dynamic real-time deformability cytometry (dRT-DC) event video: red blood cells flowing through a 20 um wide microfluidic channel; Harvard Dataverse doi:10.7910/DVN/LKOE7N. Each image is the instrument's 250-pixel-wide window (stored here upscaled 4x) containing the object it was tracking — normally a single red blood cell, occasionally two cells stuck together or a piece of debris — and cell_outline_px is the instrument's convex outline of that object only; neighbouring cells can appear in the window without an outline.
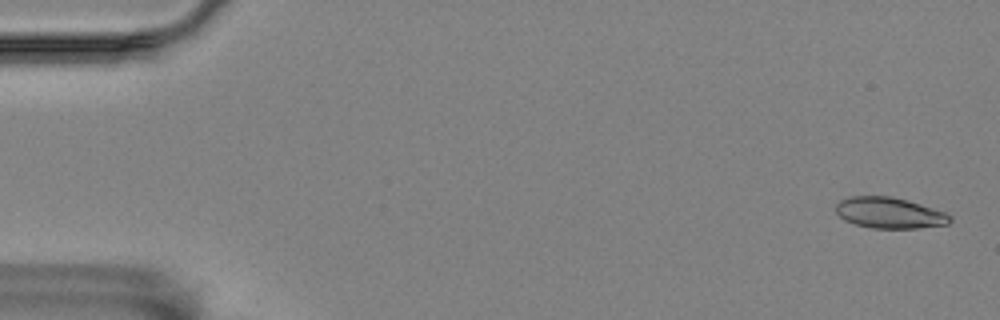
{"species": "Egyptian fruit bat (a non-hibernating species)", "species_latin": "Rousettus aegyptiacus", "temperature_condition": "room temperature", "stored_images_in_passage": 56, "camera_frame_rate_fps": 3000, "um_per_image_px": 0.085, "animal": {"sex": "female"}, "frame": {"image": 1, "passage_image": 2, "time_ms": 0.333, "image_size_px": [1000, 320], "cell_outline_px": [[952, 220], [948, 224], [920, 228], [872, 228], [856, 224], [844, 220], [836, 212], [836, 204], [840, 200], [848, 196], [892, 196], [908, 200], [944, 212], [952, 216]], "centroid_in_image_um": [75.6, 18.09], "position_along_channel_um": 9.4, "area_um2": 20.63}}
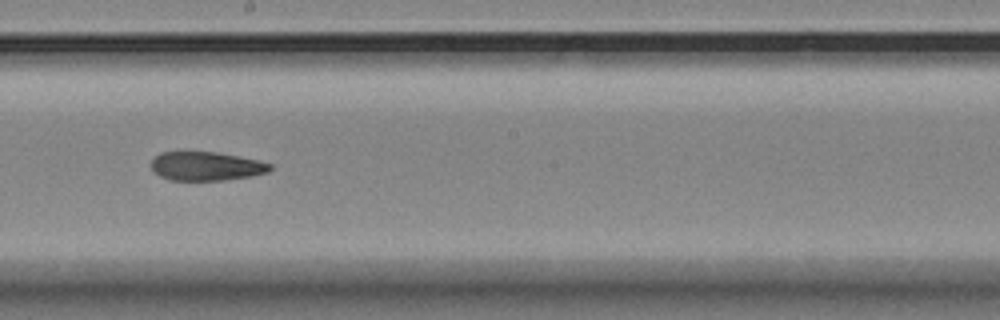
{"frame": {"image": 2, "passage_image": 32, "time_ms": 10.333, "image_size_px": [1000, 320], "cell_outline_px": [[272, 168], [268, 172], [252, 176], [224, 180], [168, 180], [152, 172], [148, 164], [160, 152], [216, 152], [240, 156], [272, 164]], "centroid_in_image_um": [17.48, 14.13], "position_along_channel_um": 230.7, "area_um2": 20.17}}
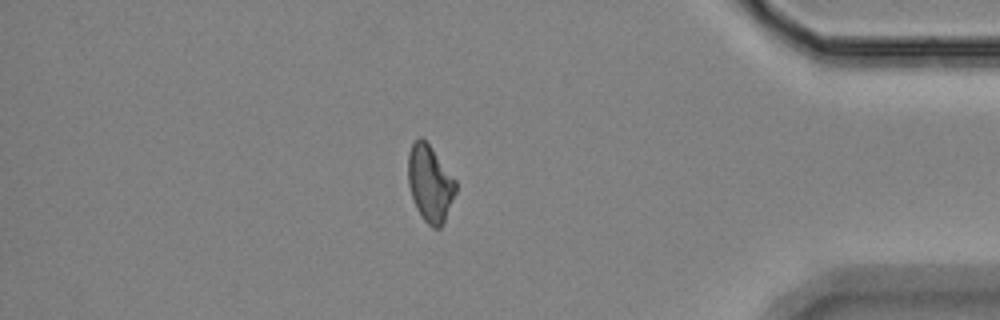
{"frame": {"image": 3, "passage_image": 49, "time_ms": 16.0, "image_size_px": [1000, 320], "cell_outline_px": [[456, 192], [444, 220], [440, 228], [432, 228], [424, 220], [416, 208], [408, 184], [408, 152], [412, 144], [420, 136], [432, 148], [456, 180]], "centroid_in_image_um": [36.54, 15.59], "position_along_channel_um": 398.7, "area_um2": 21.04}}